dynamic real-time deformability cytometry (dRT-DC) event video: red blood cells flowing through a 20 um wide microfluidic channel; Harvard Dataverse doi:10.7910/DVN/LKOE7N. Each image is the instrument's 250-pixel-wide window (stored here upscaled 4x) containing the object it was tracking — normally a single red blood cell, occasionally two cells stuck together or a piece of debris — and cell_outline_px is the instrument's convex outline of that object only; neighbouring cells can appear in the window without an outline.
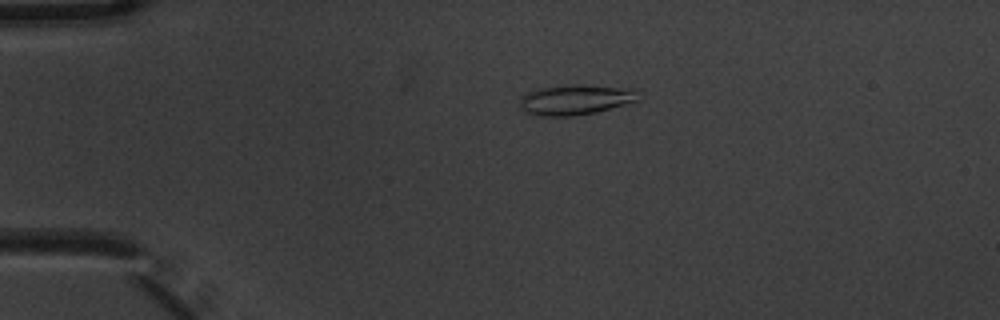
{"species": "common noctule bat (a hibernating species)", "species_latin": "Nyctalus noctula", "temperature_condition": "warm", "stored_images_in_passage": 5, "camera_frame_rate_fps": 3000, "um_per_image_px": 0.085, "animal": {"sex": "male", "body_mass_g": 20.1, "forearm_length_mm": 53.5}, "frame": {"image": 1, "passage_image": 4, "time_ms": 1.0, "image_size_px": [1000, 320], "cell_outline_px": [[636, 100], [624, 104], [596, 112], [572, 116], [536, 116], [524, 112], [520, 108], [520, 100], [528, 92], [540, 88], [568, 84], [580, 84], [636, 88]], "centroid_in_image_um": [48.87, 8.47], "position_along_channel_um": 36.1, "area_um2": 20.87}}